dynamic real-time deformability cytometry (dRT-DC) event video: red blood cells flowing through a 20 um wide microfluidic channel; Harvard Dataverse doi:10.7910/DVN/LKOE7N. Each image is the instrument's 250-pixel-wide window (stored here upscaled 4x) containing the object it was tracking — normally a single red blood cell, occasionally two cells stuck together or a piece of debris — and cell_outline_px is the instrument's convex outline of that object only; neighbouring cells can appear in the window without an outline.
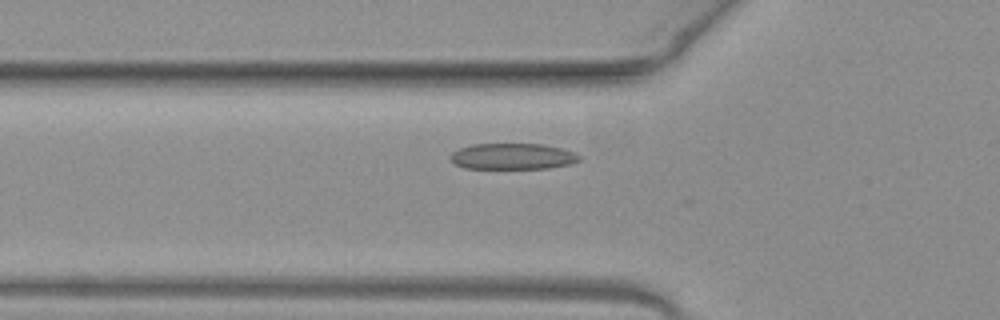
{"species": "common noctule bat (a hibernating species)", "species_latin": "Nyctalus noctula", "temperature_condition": "warm", "stored_images_in_passage": 6, "camera_frame_rate_fps": 3000, "um_per_image_px": 0.085, "animal": {"sex": "female", "body_mass_g": 19.3, "forearm_length_mm": 54.1}, "frame": {"image": 1, "passage_image": 5, "time_ms": 1.333, "image_size_px": [1000, 320], "cell_outline_px": [[580, 160], [572, 164], [548, 168], [464, 168], [456, 164], [448, 156], [452, 152], [460, 148], [472, 144], [540, 144], [560, 148], [572, 152], [580, 156]], "centroid_in_image_um": [43.55, 13.29], "position_along_channel_um": 82.2, "area_um2": 19.42}}